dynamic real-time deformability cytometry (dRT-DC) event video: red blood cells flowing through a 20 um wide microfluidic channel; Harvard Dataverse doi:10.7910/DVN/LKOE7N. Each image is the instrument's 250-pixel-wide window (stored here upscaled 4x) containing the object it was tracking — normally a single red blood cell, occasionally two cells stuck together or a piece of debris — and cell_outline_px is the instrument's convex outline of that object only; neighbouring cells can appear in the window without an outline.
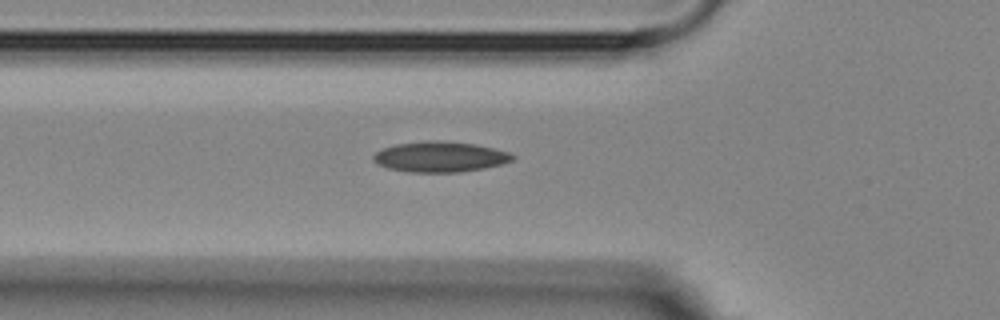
{"species": "Egyptian fruit bat (a non-hibernating species)", "species_latin": "Rousettus aegyptiacus", "temperature_condition": "room temperature", "stored_images_in_passage": 6, "camera_frame_rate_fps": 3000, "um_per_image_px": 0.085, "animal": {"sex": "female"}, "frame": {"image": 1, "passage_image": 6, "time_ms": 6.333, "image_size_px": [1000, 320], "cell_outline_px": [[516, 156], [512, 160], [500, 164], [484, 168], [460, 172], [408, 172], [388, 168], [376, 164], [372, 160], [372, 156], [376, 152], [384, 148], [396, 144], [424, 140], [436, 140], [476, 144], [508, 152]], "centroid_in_image_um": [37.36, 13.32], "position_along_channel_um": 88.4, "area_um2": 24.74}}